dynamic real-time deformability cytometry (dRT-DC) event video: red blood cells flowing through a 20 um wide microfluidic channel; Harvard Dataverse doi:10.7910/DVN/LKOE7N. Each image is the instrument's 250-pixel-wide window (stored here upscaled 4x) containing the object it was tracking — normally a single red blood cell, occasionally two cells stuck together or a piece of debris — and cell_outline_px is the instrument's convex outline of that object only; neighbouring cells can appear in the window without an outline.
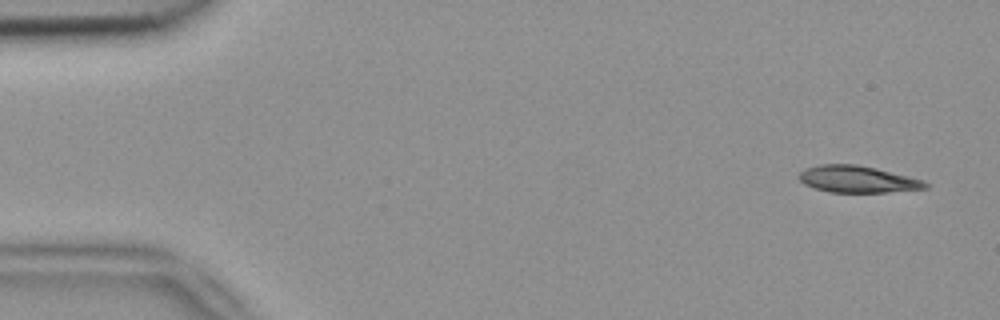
{"species": "common noctule bat (a hibernating species)", "species_latin": "Nyctalus noctula", "temperature_condition": "room temperature", "stored_images_in_passage": 5, "camera_frame_rate_fps": 3000, "um_per_image_px": 0.085, "animal": {"sex": "female", "body_mass_g": 18.4}, "frame": {"image": 1, "passage_image": 1, "time_ms": 0.0, "image_size_px": [1000, 320], "cell_outline_px": [[932, 184], [928, 188], [884, 192], [828, 192], [804, 184], [796, 176], [804, 168], [820, 164], [856, 164], [876, 168], [924, 180]], "centroid_in_image_um": [72.89, 15.22], "position_along_channel_um": 12.1, "area_um2": 19.83}}
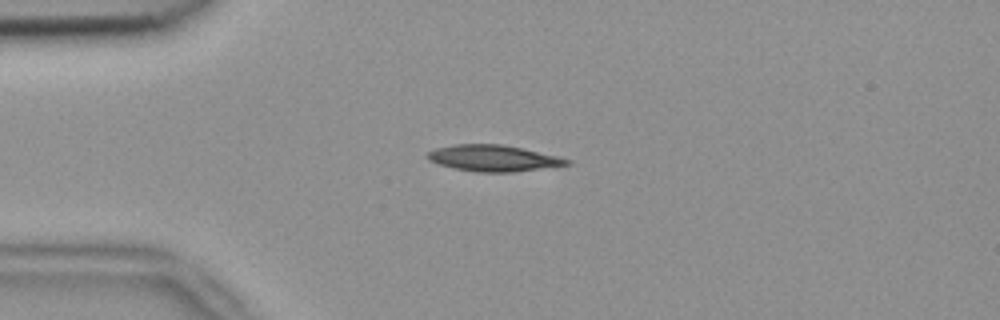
{"frame": {"image": 2, "passage_image": 4, "time_ms": 1.0, "image_size_px": [1000, 320], "cell_outline_px": [[572, 164], [512, 172], [476, 172], [452, 168], [428, 160], [428, 152], [436, 148], [456, 144], [500, 144], [560, 156], [572, 160]], "centroid_in_image_um": [41.96, 13.45], "position_along_channel_um": 43.0, "area_um2": 21.21}}
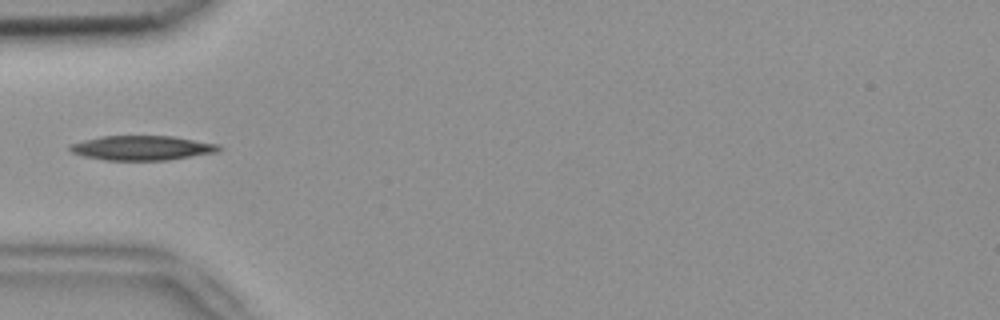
{"frame": {"image": 3, "passage_image": 5, "time_ms": 1.333, "image_size_px": [1000, 320], "cell_outline_px": [[220, 148], [216, 152], [168, 160], [104, 160], [80, 156], [72, 152], [68, 148], [68, 144], [100, 136], [172, 136], [220, 144]], "centroid_in_image_um": [12.01, 12.57], "position_along_channel_um": 73.0, "area_um2": 21.39}}